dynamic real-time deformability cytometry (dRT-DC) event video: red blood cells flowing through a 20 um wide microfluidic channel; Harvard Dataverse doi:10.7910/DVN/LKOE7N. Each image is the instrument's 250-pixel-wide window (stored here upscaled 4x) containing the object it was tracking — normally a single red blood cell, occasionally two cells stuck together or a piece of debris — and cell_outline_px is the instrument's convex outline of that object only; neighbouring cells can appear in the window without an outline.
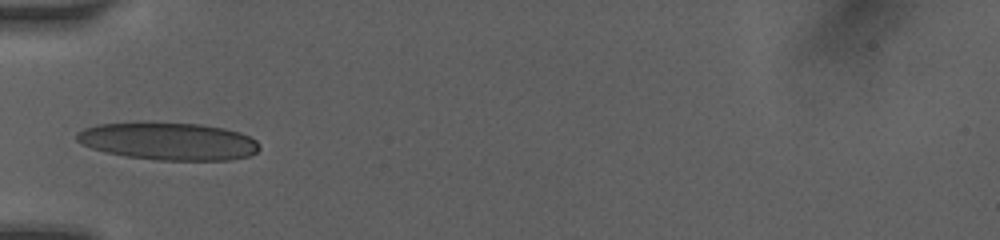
{"species": "human", "species_latin": "Homo sapiens", "temperature_condition": "room temperature", "stored_images_in_passage": 2, "camera_frame_rate_fps": 3000, "um_per_image_px": 0.085, "donor": {"sex": "female"}, "frame": {"image": 1, "passage_image": 1, "time_ms": 0.0, "image_size_px": [1000, 240], "cell_outline_px": [[260, 148], [256, 152], [248, 156], [232, 160], [160, 160], [124, 156], [92, 148], [76, 140], [76, 132], [84, 128], [96, 124], [200, 124], [224, 128], [240, 132], [256, 140], [260, 144]], "centroid_in_image_um": [14.37, 12.03], "position_along_channel_um": 70.6, "area_um2": 39.3}}